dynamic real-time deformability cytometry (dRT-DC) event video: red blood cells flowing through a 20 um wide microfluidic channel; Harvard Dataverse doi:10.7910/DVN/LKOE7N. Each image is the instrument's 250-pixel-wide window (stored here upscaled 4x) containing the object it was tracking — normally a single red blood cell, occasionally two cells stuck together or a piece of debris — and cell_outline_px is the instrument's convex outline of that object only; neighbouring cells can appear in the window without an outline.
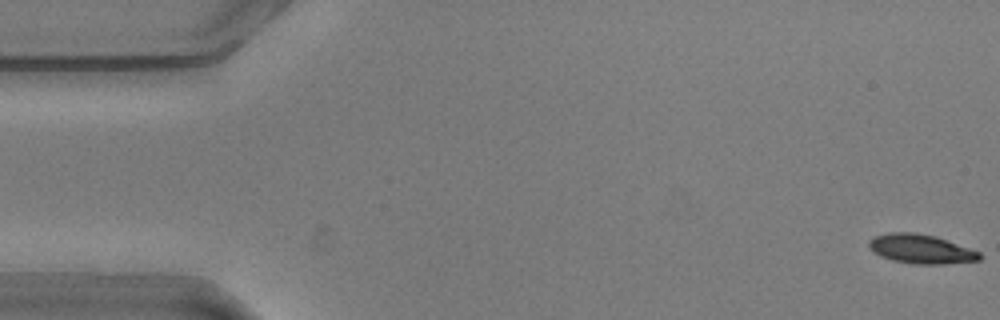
{"species": "common noctule bat (a hibernating species)", "species_latin": "Nyctalus noctula", "temperature_condition": "warm", "stored_images_in_passage": 57, "camera_frame_rate_fps": 3000, "um_per_image_px": 0.085, "animal": {"sex": "male", "body_mass_g": 20.5, "forearm_length_mm": 52.5}, "frame": {"image": 1, "passage_image": 1, "time_ms": 0.0, "image_size_px": [1000, 320], "cell_outline_px": [[984, 256], [980, 260], [944, 264], [912, 264], [892, 260], [880, 256], [868, 248], [868, 240], [872, 236], [888, 232], [916, 232], [936, 236], [980, 252]], "centroid_in_image_um": [78.25, 21.15], "position_along_channel_um": 6.8, "area_um2": 19.13}}
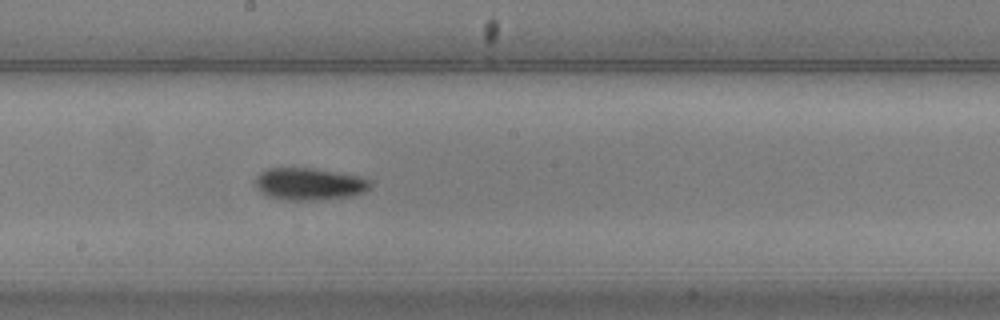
{"frame": {"image": 2, "passage_image": 30, "time_ms": 9.667, "image_size_px": [1000, 320], "cell_outline_px": [[372, 188], [364, 192], [352, 196], [324, 200], [284, 200], [268, 196], [256, 184], [256, 176], [260, 172], [268, 168], [312, 168], [360, 176], [368, 180], [372, 184]], "centroid_in_image_um": [26.34, 15.64], "position_along_channel_um": 221.9, "area_um2": 21.56}}
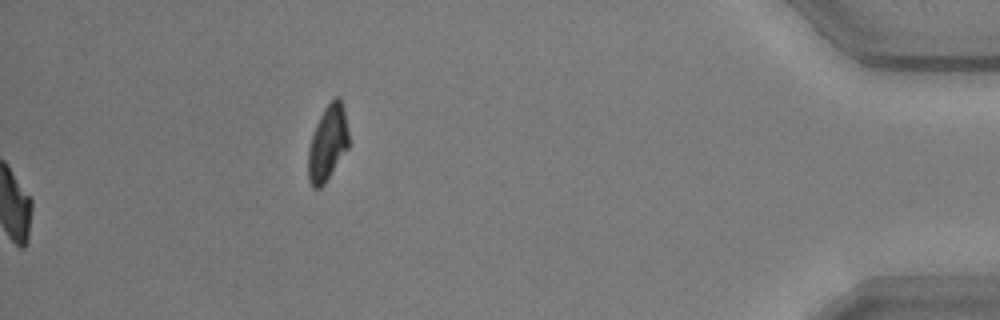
{"frame": {"image": 3, "passage_image": 57, "time_ms": 18.667, "image_size_px": [1000, 320], "cell_outline_px": [[348, 148], [324, 184], [320, 188], [312, 188], [308, 180], [308, 148], [316, 124], [324, 108], [336, 96], [340, 96], [344, 108], [348, 132]], "centroid_in_image_um": [27.84, 12.17], "position_along_channel_um": 407.4, "area_um2": 17.74}, "authors_computed_cell_mechanics": {"area_um2": 19.4786, "velocity_mm_per_s": 3.5947, "shape_relaxation_time_tau1_ms": 2.7183, "shape_relaxation_time_tau2_ms": 3.9949, "deformation_change_tau1": 0.1416, "deformation_change_tau2": 0.0852}}